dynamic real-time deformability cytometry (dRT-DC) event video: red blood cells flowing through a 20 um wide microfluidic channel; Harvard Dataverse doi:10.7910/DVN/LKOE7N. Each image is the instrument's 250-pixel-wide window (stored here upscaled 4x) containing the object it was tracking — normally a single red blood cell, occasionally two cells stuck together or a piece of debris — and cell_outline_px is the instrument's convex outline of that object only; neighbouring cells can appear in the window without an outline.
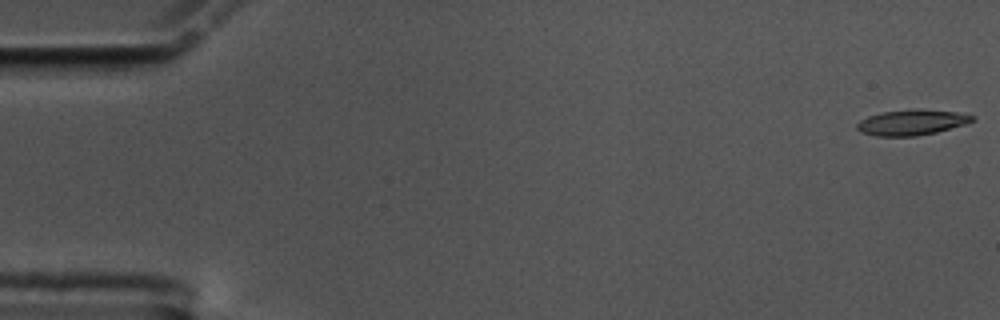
{"species": "common noctule bat (a hibernating species)", "species_latin": "Nyctalus noctula", "temperature_condition": "cold", "stored_images_in_passage": 58, "camera_frame_rate_fps": 3000, "um_per_image_px": 0.085, "animal": {"sex": "male", "body_mass_g": 17.5, "forearm_length_mm": 52.3}, "frame": {"image": 1, "passage_image": 1, "time_ms": 0.0, "image_size_px": [1000, 320], "cell_outline_px": [[976, 120], [964, 124], [936, 132], [916, 136], [876, 136], [860, 132], [856, 128], [856, 124], [860, 120], [868, 116], [880, 112], [956, 112], [976, 116]], "centroid_in_image_um": [77.44, 10.46], "position_along_channel_um": 7.6, "area_um2": 16.18}}
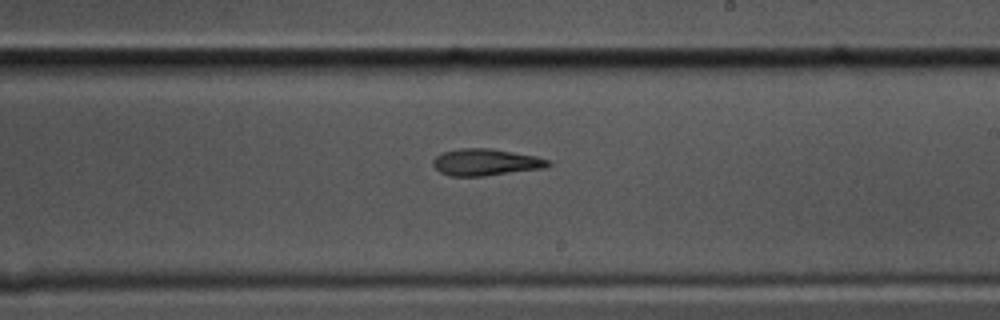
{"frame": {"image": 2, "passage_image": 34, "time_ms": 11.0, "image_size_px": [1000, 320], "cell_outline_px": [[552, 164], [544, 168], [484, 176], [452, 176], [440, 172], [432, 164], [432, 160], [436, 156], [444, 152], [460, 148], [492, 148], [536, 156], [552, 160]], "centroid_in_image_um": [41.32, 13.78], "position_along_channel_um": 247.7, "area_um2": 18.03}}
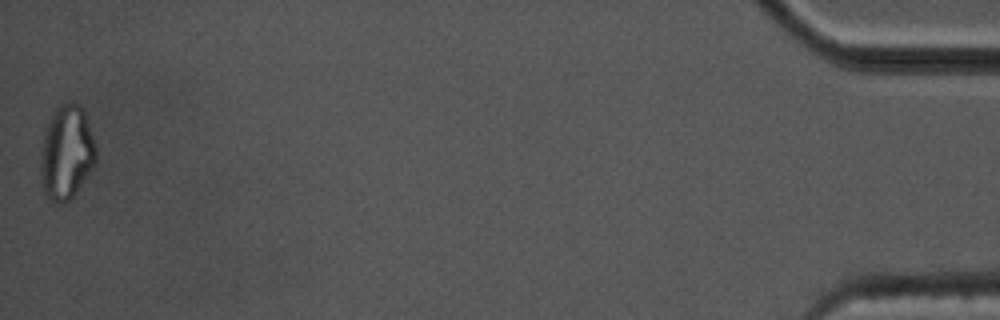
{"frame": {"image": 3, "passage_image": 58, "time_ms": 19.0, "image_size_px": [1000, 320], "cell_outline_px": [[96, 160], [92, 168], [72, 196], [64, 204], [56, 204], [48, 200], [44, 192], [40, 172], [40, 156], [44, 132], [56, 108], [60, 104], [68, 100], [80, 104], [84, 108], [96, 148]], "centroid_in_image_um": [5.64, 12.95], "position_along_channel_um": 429.6, "area_um2": 30.46}, "authors_computed_cell_mechanics": {"area_um2": 17.9758, "velocity_mm_per_s": 3.4644, "shape_relaxation_time_tau1_ms": 8.6074, "shape_relaxation_time_tau2_ms": 8.6471, "deformation_change_tau1": 0.2828, "deformation_change_tau2": 0.2149}}